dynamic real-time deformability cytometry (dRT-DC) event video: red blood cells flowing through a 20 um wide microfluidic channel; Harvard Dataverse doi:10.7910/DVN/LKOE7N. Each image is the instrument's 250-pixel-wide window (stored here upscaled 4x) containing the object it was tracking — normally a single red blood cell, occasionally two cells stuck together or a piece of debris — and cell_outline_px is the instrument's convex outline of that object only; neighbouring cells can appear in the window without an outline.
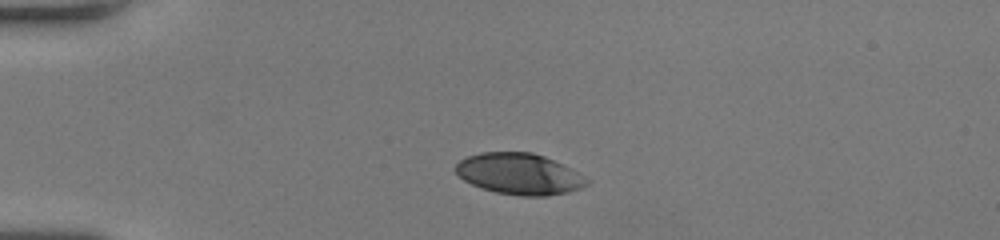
{"species": "human", "species_latin": "Homo sapiens", "temperature_condition": "room temperature", "stored_images_in_passage": 2, "camera_frame_rate_fps": 3000, "um_per_image_px": 0.085, "donor": {"sex": "female"}, "frame": {"image": 1, "passage_image": 1, "time_ms": 0.0, "image_size_px": [1000, 240], "cell_outline_px": [[552, 192], [508, 192], [488, 188], [464, 176], [476, 156], [496, 152], [520, 152], [536, 156], [540, 160]], "centroid_in_image_um": [43.3, 14.66], "position_along_channel_um": 41.7, "area_um2": 19.42}}